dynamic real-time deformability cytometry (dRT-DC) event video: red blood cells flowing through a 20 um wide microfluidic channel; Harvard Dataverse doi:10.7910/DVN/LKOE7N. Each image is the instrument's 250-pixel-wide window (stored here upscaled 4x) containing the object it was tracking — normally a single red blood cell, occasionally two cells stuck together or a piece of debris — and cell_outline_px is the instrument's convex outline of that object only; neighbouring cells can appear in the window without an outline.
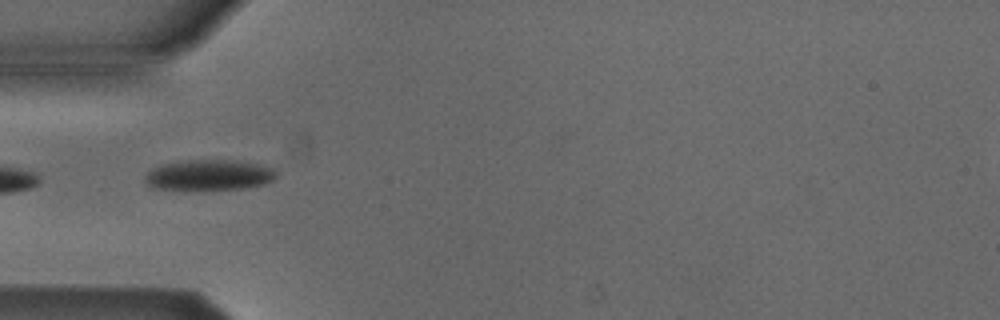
{"species": "Egyptian fruit bat (a non-hibernating species)", "species_latin": "Rousettus aegyptiacus", "temperature_condition": "cold", "stored_images_in_passage": 1, "camera_frame_rate_fps": 3000, "um_per_image_px": 0.085, "animal": {"sex": "male"}, "frame": {"image": 1, "passage_image": 1, "time_ms": 0.0, "image_size_px": [1000, 320], "cell_outline_px": [[276, 176], [272, 180], [264, 184], [240, 188], [156, 188], [148, 184], [144, 180], [144, 176], [152, 168], [160, 164], [188, 160], [236, 160], [256, 164], [272, 168], [276, 172]], "centroid_in_image_um": [17.75, 14.84], "position_along_channel_um": 67.2, "area_um2": 22.72}}